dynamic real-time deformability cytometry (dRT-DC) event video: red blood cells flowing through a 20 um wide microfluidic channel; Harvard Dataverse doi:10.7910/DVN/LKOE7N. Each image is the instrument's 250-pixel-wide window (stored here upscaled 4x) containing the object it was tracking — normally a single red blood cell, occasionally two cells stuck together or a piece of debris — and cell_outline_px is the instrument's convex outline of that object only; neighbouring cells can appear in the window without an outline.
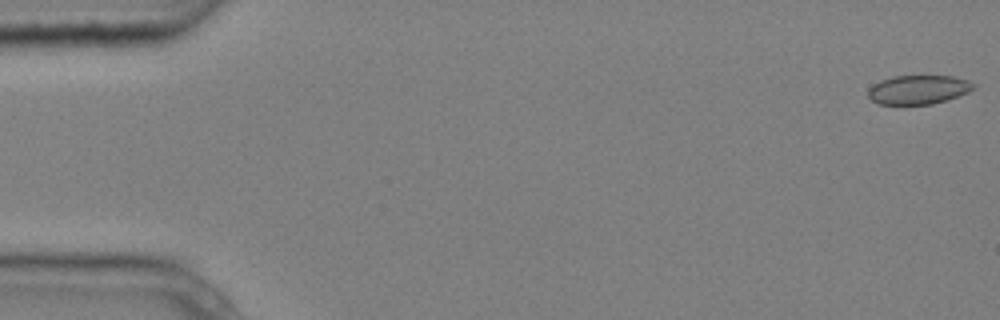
{"species": "common noctule bat (a hibernating species)", "species_latin": "Nyctalus noctula", "temperature_condition": "cold", "stored_images_in_passage": 6, "camera_frame_rate_fps": 3000, "um_per_image_px": 0.085, "animal": {"sex": "male", "body_mass_g": 20.4}, "frame": {"image": 1, "passage_image": 1, "time_ms": 0.0, "image_size_px": [1000, 320], "cell_outline_px": [[976, 88], [968, 92], [948, 100], [932, 104], [880, 104], [872, 100], [868, 96], [868, 88], [872, 84], [880, 80], [892, 76], [952, 76], [968, 80], [976, 84]], "centroid_in_image_um": [78.07, 7.61], "position_along_channel_um": 6.9, "area_um2": 17.98}}